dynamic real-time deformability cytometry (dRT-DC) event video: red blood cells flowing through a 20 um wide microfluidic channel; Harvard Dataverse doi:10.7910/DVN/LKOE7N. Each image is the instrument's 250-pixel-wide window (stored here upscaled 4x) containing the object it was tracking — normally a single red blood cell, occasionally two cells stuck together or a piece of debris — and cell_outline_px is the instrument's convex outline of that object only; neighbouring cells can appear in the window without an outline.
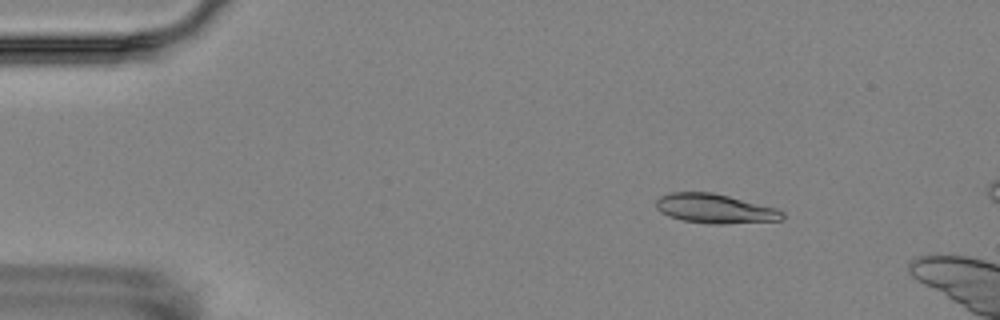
{"species": "Egyptian fruit bat (a non-hibernating species)", "species_latin": "Rousettus aegyptiacus", "temperature_condition": "room temperature", "stored_images_in_passage": 3, "camera_frame_rate_fps": 3000, "um_per_image_px": 0.085, "animal": {"sex": "female"}, "frame": {"image": 1, "passage_image": 1, "time_ms": 0.0, "image_size_px": [1000, 320], "cell_outline_px": [[784, 216], [780, 220], [724, 224], [708, 224], [684, 220], [668, 216], [660, 212], [656, 208], [656, 200], [660, 196], [668, 192], [712, 192], [776, 208], [784, 212]], "centroid_in_image_um": [60.73, 17.73], "position_along_channel_um": 24.3, "area_um2": 21.56}}